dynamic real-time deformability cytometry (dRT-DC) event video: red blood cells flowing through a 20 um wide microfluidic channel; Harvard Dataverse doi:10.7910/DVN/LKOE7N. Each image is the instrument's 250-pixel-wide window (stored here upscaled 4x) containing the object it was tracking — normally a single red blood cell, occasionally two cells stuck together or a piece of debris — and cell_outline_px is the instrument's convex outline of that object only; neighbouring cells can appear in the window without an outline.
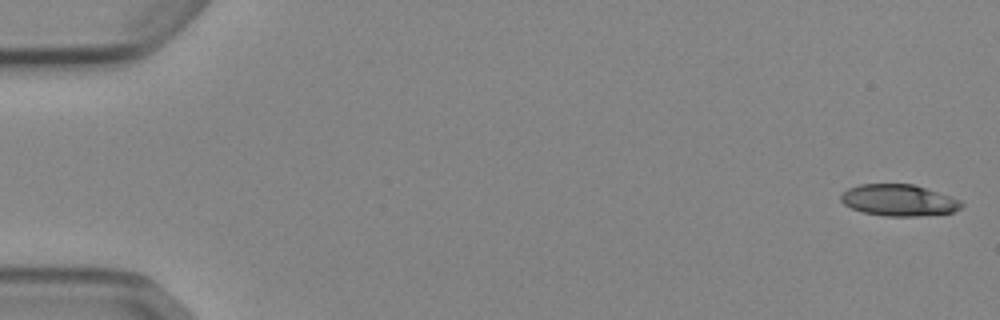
{"species": "Egyptian fruit bat (a non-hibernating species)", "species_latin": "Rousettus aegyptiacus", "temperature_condition": "cold", "stored_images_in_passage": 52, "camera_frame_rate_fps": 3000, "um_per_image_px": 0.085, "animal": {"sex": "female"}, "frame": {"image": 1, "passage_image": 1, "time_ms": 0.0, "image_size_px": [1000, 320], "cell_outline_px": [[964, 204], [960, 208], [952, 212], [916, 216], [884, 216], [864, 212], [852, 208], [844, 204], [840, 200], [840, 196], [848, 188], [860, 184], [912, 184], [960, 200]], "centroid_in_image_um": [76.36, 17.02], "position_along_channel_um": 8.6, "area_um2": 21.79}}
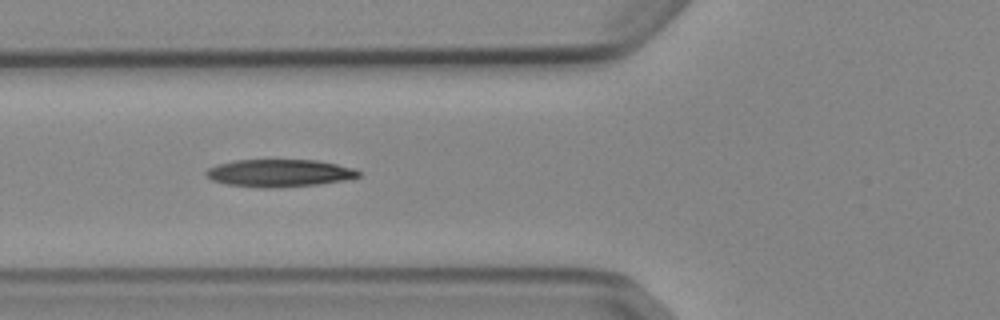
{"frame": {"image": 2, "passage_image": 20, "time_ms": 6.333, "image_size_px": [1000, 320], "cell_outline_px": [[360, 176], [344, 180], [320, 184], [272, 188], [260, 188], [228, 184], [212, 180], [204, 172], [208, 168], [216, 164], [236, 160], [316, 160], [356, 168], [360, 172]], "centroid_in_image_um": [23.75, 14.71], "position_along_channel_um": 102.1, "area_um2": 24.45}}
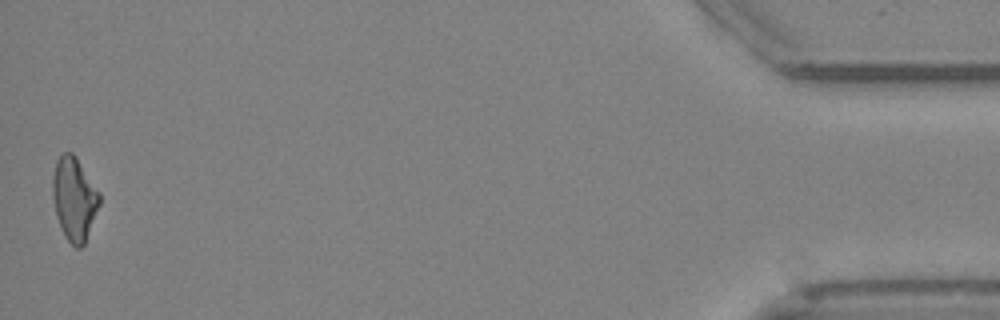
{"frame": {"image": 3, "passage_image": 52, "time_ms": 17.0, "image_size_px": [1000, 320], "cell_outline_px": [[100, 204], [84, 244], [80, 248], [76, 248], [64, 236], [56, 216], [52, 196], [52, 176], [56, 160], [64, 152], [72, 152], [76, 156], [100, 192]], "centroid_in_image_um": [6.3, 16.88], "position_along_channel_um": 428.9, "area_um2": 22.89}, "authors_computed_cell_mechanics": {"area_um2": 23.409, "velocity_mm_per_s": 3.8921, "shape_relaxation_time_tau1_ms": 6.4469, "shape_relaxation_time_tau2_ms": 9.5849, "deformation_change_tau1": 0.1678, "deformation_change_tau2": 0.2411}}